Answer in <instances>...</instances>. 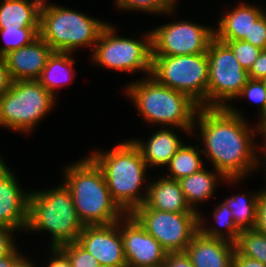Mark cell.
Segmentation results:
<instances>
[{"label": "cell", "instance_id": "cell-40", "mask_svg": "<svg viewBox=\"0 0 266 267\" xmlns=\"http://www.w3.org/2000/svg\"><path fill=\"white\" fill-rule=\"evenodd\" d=\"M12 84V79L7 69L6 62L3 57H0V96L3 95Z\"/></svg>", "mask_w": 266, "mask_h": 267}, {"label": "cell", "instance_id": "cell-28", "mask_svg": "<svg viewBox=\"0 0 266 267\" xmlns=\"http://www.w3.org/2000/svg\"><path fill=\"white\" fill-rule=\"evenodd\" d=\"M5 45L0 47V57L31 44L39 37V28L0 29Z\"/></svg>", "mask_w": 266, "mask_h": 267}, {"label": "cell", "instance_id": "cell-35", "mask_svg": "<svg viewBox=\"0 0 266 267\" xmlns=\"http://www.w3.org/2000/svg\"><path fill=\"white\" fill-rule=\"evenodd\" d=\"M265 189L261 190L258 197L257 221L254 228L258 232L264 235H266V190Z\"/></svg>", "mask_w": 266, "mask_h": 267}, {"label": "cell", "instance_id": "cell-22", "mask_svg": "<svg viewBox=\"0 0 266 267\" xmlns=\"http://www.w3.org/2000/svg\"><path fill=\"white\" fill-rule=\"evenodd\" d=\"M41 0H2L0 29L39 28Z\"/></svg>", "mask_w": 266, "mask_h": 267}, {"label": "cell", "instance_id": "cell-27", "mask_svg": "<svg viewBox=\"0 0 266 267\" xmlns=\"http://www.w3.org/2000/svg\"><path fill=\"white\" fill-rule=\"evenodd\" d=\"M235 249L243 256L256 259L266 265V235L256 229L241 230Z\"/></svg>", "mask_w": 266, "mask_h": 267}, {"label": "cell", "instance_id": "cell-18", "mask_svg": "<svg viewBox=\"0 0 266 267\" xmlns=\"http://www.w3.org/2000/svg\"><path fill=\"white\" fill-rule=\"evenodd\" d=\"M147 193L145 203L139 207H150L165 212L198 213L187 204L178 180L159 176L145 186Z\"/></svg>", "mask_w": 266, "mask_h": 267}, {"label": "cell", "instance_id": "cell-45", "mask_svg": "<svg viewBox=\"0 0 266 267\" xmlns=\"http://www.w3.org/2000/svg\"><path fill=\"white\" fill-rule=\"evenodd\" d=\"M100 267H127V266H112V265H104V266H100Z\"/></svg>", "mask_w": 266, "mask_h": 267}, {"label": "cell", "instance_id": "cell-32", "mask_svg": "<svg viewBox=\"0 0 266 267\" xmlns=\"http://www.w3.org/2000/svg\"><path fill=\"white\" fill-rule=\"evenodd\" d=\"M246 97V99L253 101L258 105L259 115L266 109V86L263 80L249 78L240 93L236 96Z\"/></svg>", "mask_w": 266, "mask_h": 267}, {"label": "cell", "instance_id": "cell-30", "mask_svg": "<svg viewBox=\"0 0 266 267\" xmlns=\"http://www.w3.org/2000/svg\"><path fill=\"white\" fill-rule=\"evenodd\" d=\"M69 259L72 267H100L96 258L77 241L58 247Z\"/></svg>", "mask_w": 266, "mask_h": 267}, {"label": "cell", "instance_id": "cell-14", "mask_svg": "<svg viewBox=\"0 0 266 267\" xmlns=\"http://www.w3.org/2000/svg\"><path fill=\"white\" fill-rule=\"evenodd\" d=\"M77 242L96 258L100 266H127L119 221L107 225H86Z\"/></svg>", "mask_w": 266, "mask_h": 267}, {"label": "cell", "instance_id": "cell-44", "mask_svg": "<svg viewBox=\"0 0 266 267\" xmlns=\"http://www.w3.org/2000/svg\"><path fill=\"white\" fill-rule=\"evenodd\" d=\"M263 81L265 82V86H266V79H264ZM259 117H260L259 123L257 124V126H259L263 121L266 120V109Z\"/></svg>", "mask_w": 266, "mask_h": 267}, {"label": "cell", "instance_id": "cell-7", "mask_svg": "<svg viewBox=\"0 0 266 267\" xmlns=\"http://www.w3.org/2000/svg\"><path fill=\"white\" fill-rule=\"evenodd\" d=\"M56 97L39 80L12 81L0 96V126L17 132H32L55 106Z\"/></svg>", "mask_w": 266, "mask_h": 267}, {"label": "cell", "instance_id": "cell-24", "mask_svg": "<svg viewBox=\"0 0 266 267\" xmlns=\"http://www.w3.org/2000/svg\"><path fill=\"white\" fill-rule=\"evenodd\" d=\"M213 217V220H215L218 226L206 227L203 223L206 219H204L199 212V232L210 238H221L235 243L241 230L235 224L232 212L225 201L217 205L213 211ZM222 227L225 228V230H222Z\"/></svg>", "mask_w": 266, "mask_h": 267}, {"label": "cell", "instance_id": "cell-12", "mask_svg": "<svg viewBox=\"0 0 266 267\" xmlns=\"http://www.w3.org/2000/svg\"><path fill=\"white\" fill-rule=\"evenodd\" d=\"M152 56H181L207 53L214 28L185 21L160 25L151 30Z\"/></svg>", "mask_w": 266, "mask_h": 267}, {"label": "cell", "instance_id": "cell-16", "mask_svg": "<svg viewBox=\"0 0 266 267\" xmlns=\"http://www.w3.org/2000/svg\"><path fill=\"white\" fill-rule=\"evenodd\" d=\"M52 52L40 36L31 44L9 52L3 58L12 81L38 80Z\"/></svg>", "mask_w": 266, "mask_h": 267}, {"label": "cell", "instance_id": "cell-9", "mask_svg": "<svg viewBox=\"0 0 266 267\" xmlns=\"http://www.w3.org/2000/svg\"><path fill=\"white\" fill-rule=\"evenodd\" d=\"M114 26L107 24L102 30L92 52V63L106 69L135 73L143 71L147 76L152 70L151 30L142 34L143 39L119 37Z\"/></svg>", "mask_w": 266, "mask_h": 267}, {"label": "cell", "instance_id": "cell-3", "mask_svg": "<svg viewBox=\"0 0 266 267\" xmlns=\"http://www.w3.org/2000/svg\"><path fill=\"white\" fill-rule=\"evenodd\" d=\"M89 156L101 168L112 199L125 214L145 203L147 193L139 192L145 184L148 166L131 140L106 152L93 151Z\"/></svg>", "mask_w": 266, "mask_h": 267}, {"label": "cell", "instance_id": "cell-43", "mask_svg": "<svg viewBox=\"0 0 266 267\" xmlns=\"http://www.w3.org/2000/svg\"><path fill=\"white\" fill-rule=\"evenodd\" d=\"M12 267H35V264L32 262V260L26 259L25 256H21Z\"/></svg>", "mask_w": 266, "mask_h": 267}, {"label": "cell", "instance_id": "cell-42", "mask_svg": "<svg viewBox=\"0 0 266 267\" xmlns=\"http://www.w3.org/2000/svg\"><path fill=\"white\" fill-rule=\"evenodd\" d=\"M258 133L259 134H261L262 135V137L264 138V143L262 142V146L264 147H262V146H260L261 148H262V150L265 152L264 153V161H266L265 159H266V120L265 121H263L260 125H259V131H258ZM264 164H266V162L265 163H263V165ZM266 165H264V167H265ZM266 168V167H265ZM264 171H266V169L264 170Z\"/></svg>", "mask_w": 266, "mask_h": 267}, {"label": "cell", "instance_id": "cell-25", "mask_svg": "<svg viewBox=\"0 0 266 267\" xmlns=\"http://www.w3.org/2000/svg\"><path fill=\"white\" fill-rule=\"evenodd\" d=\"M260 192L261 190L248 195L238 194L224 200L232 212L235 224L240 230L255 228Z\"/></svg>", "mask_w": 266, "mask_h": 267}, {"label": "cell", "instance_id": "cell-26", "mask_svg": "<svg viewBox=\"0 0 266 267\" xmlns=\"http://www.w3.org/2000/svg\"><path fill=\"white\" fill-rule=\"evenodd\" d=\"M200 149V150H197ZM202 151L198 145L194 147L183 144L168 164L169 175L166 178L179 180L204 168Z\"/></svg>", "mask_w": 266, "mask_h": 267}, {"label": "cell", "instance_id": "cell-20", "mask_svg": "<svg viewBox=\"0 0 266 267\" xmlns=\"http://www.w3.org/2000/svg\"><path fill=\"white\" fill-rule=\"evenodd\" d=\"M265 12L257 5L238 3L232 10L226 11L214 29L215 38L220 41H238L249 37L252 24Z\"/></svg>", "mask_w": 266, "mask_h": 267}, {"label": "cell", "instance_id": "cell-34", "mask_svg": "<svg viewBox=\"0 0 266 267\" xmlns=\"http://www.w3.org/2000/svg\"><path fill=\"white\" fill-rule=\"evenodd\" d=\"M13 229L0 225V258L10 254L15 248L16 243L13 240Z\"/></svg>", "mask_w": 266, "mask_h": 267}, {"label": "cell", "instance_id": "cell-39", "mask_svg": "<svg viewBox=\"0 0 266 267\" xmlns=\"http://www.w3.org/2000/svg\"><path fill=\"white\" fill-rule=\"evenodd\" d=\"M232 267H266V265L256 259L241 255L235 249L232 259Z\"/></svg>", "mask_w": 266, "mask_h": 267}, {"label": "cell", "instance_id": "cell-8", "mask_svg": "<svg viewBox=\"0 0 266 267\" xmlns=\"http://www.w3.org/2000/svg\"><path fill=\"white\" fill-rule=\"evenodd\" d=\"M208 72L207 53L152 56L150 76L161 85L185 93L200 107H207Z\"/></svg>", "mask_w": 266, "mask_h": 267}, {"label": "cell", "instance_id": "cell-6", "mask_svg": "<svg viewBox=\"0 0 266 267\" xmlns=\"http://www.w3.org/2000/svg\"><path fill=\"white\" fill-rule=\"evenodd\" d=\"M108 23L75 10L42 2L39 36L54 52H70L82 47L93 51L95 43Z\"/></svg>", "mask_w": 266, "mask_h": 267}, {"label": "cell", "instance_id": "cell-37", "mask_svg": "<svg viewBox=\"0 0 266 267\" xmlns=\"http://www.w3.org/2000/svg\"><path fill=\"white\" fill-rule=\"evenodd\" d=\"M251 79H266V49L262 50L248 72Z\"/></svg>", "mask_w": 266, "mask_h": 267}, {"label": "cell", "instance_id": "cell-10", "mask_svg": "<svg viewBox=\"0 0 266 267\" xmlns=\"http://www.w3.org/2000/svg\"><path fill=\"white\" fill-rule=\"evenodd\" d=\"M207 107H227V102L235 99L249 76L234 56L231 48L217 38L209 44Z\"/></svg>", "mask_w": 266, "mask_h": 267}, {"label": "cell", "instance_id": "cell-31", "mask_svg": "<svg viewBox=\"0 0 266 267\" xmlns=\"http://www.w3.org/2000/svg\"><path fill=\"white\" fill-rule=\"evenodd\" d=\"M222 42H225L231 48L240 66L247 72H249L253 63L262 52V49L243 40Z\"/></svg>", "mask_w": 266, "mask_h": 267}, {"label": "cell", "instance_id": "cell-5", "mask_svg": "<svg viewBox=\"0 0 266 267\" xmlns=\"http://www.w3.org/2000/svg\"><path fill=\"white\" fill-rule=\"evenodd\" d=\"M83 227L64 182L54 189L30 191L26 231H48L52 235L50 248L77 241Z\"/></svg>", "mask_w": 266, "mask_h": 267}, {"label": "cell", "instance_id": "cell-36", "mask_svg": "<svg viewBox=\"0 0 266 267\" xmlns=\"http://www.w3.org/2000/svg\"><path fill=\"white\" fill-rule=\"evenodd\" d=\"M162 267H194L186 252L167 253Z\"/></svg>", "mask_w": 266, "mask_h": 267}, {"label": "cell", "instance_id": "cell-23", "mask_svg": "<svg viewBox=\"0 0 266 267\" xmlns=\"http://www.w3.org/2000/svg\"><path fill=\"white\" fill-rule=\"evenodd\" d=\"M70 52H52L48 57L43 72L38 79L40 84L51 92L55 97L58 90L69 84L76 76L74 72V63ZM57 91V92H56Z\"/></svg>", "mask_w": 266, "mask_h": 267}, {"label": "cell", "instance_id": "cell-2", "mask_svg": "<svg viewBox=\"0 0 266 267\" xmlns=\"http://www.w3.org/2000/svg\"><path fill=\"white\" fill-rule=\"evenodd\" d=\"M64 172L63 182L84 226L114 224L123 218L125 213L112 199L101 168L90 156L69 164Z\"/></svg>", "mask_w": 266, "mask_h": 267}, {"label": "cell", "instance_id": "cell-11", "mask_svg": "<svg viewBox=\"0 0 266 267\" xmlns=\"http://www.w3.org/2000/svg\"><path fill=\"white\" fill-rule=\"evenodd\" d=\"M131 215L167 253L185 252L199 232V213H174L138 207Z\"/></svg>", "mask_w": 266, "mask_h": 267}, {"label": "cell", "instance_id": "cell-29", "mask_svg": "<svg viewBox=\"0 0 266 267\" xmlns=\"http://www.w3.org/2000/svg\"><path fill=\"white\" fill-rule=\"evenodd\" d=\"M116 7L122 10L142 11L147 13L170 14L175 11L176 0H114Z\"/></svg>", "mask_w": 266, "mask_h": 267}, {"label": "cell", "instance_id": "cell-19", "mask_svg": "<svg viewBox=\"0 0 266 267\" xmlns=\"http://www.w3.org/2000/svg\"><path fill=\"white\" fill-rule=\"evenodd\" d=\"M175 128L163 127L151 135L145 142L142 140H131L139 149L147 166L167 167L171 158L185 143L173 131Z\"/></svg>", "mask_w": 266, "mask_h": 267}, {"label": "cell", "instance_id": "cell-33", "mask_svg": "<svg viewBox=\"0 0 266 267\" xmlns=\"http://www.w3.org/2000/svg\"><path fill=\"white\" fill-rule=\"evenodd\" d=\"M243 41L262 50L266 49V11L252 24L249 37H245Z\"/></svg>", "mask_w": 266, "mask_h": 267}, {"label": "cell", "instance_id": "cell-21", "mask_svg": "<svg viewBox=\"0 0 266 267\" xmlns=\"http://www.w3.org/2000/svg\"><path fill=\"white\" fill-rule=\"evenodd\" d=\"M215 171V172H214ZM219 179H223L227 183L240 182L241 178H226L221 172L213 170L212 172L202 168L200 171L178 180L181 190L184 194L185 200L190 208L199 213L197 204L206 202L213 197L216 189V184Z\"/></svg>", "mask_w": 266, "mask_h": 267}, {"label": "cell", "instance_id": "cell-13", "mask_svg": "<svg viewBox=\"0 0 266 267\" xmlns=\"http://www.w3.org/2000/svg\"><path fill=\"white\" fill-rule=\"evenodd\" d=\"M127 267H162L167 252L131 215L119 220Z\"/></svg>", "mask_w": 266, "mask_h": 267}, {"label": "cell", "instance_id": "cell-41", "mask_svg": "<svg viewBox=\"0 0 266 267\" xmlns=\"http://www.w3.org/2000/svg\"><path fill=\"white\" fill-rule=\"evenodd\" d=\"M22 256L16 247L10 254L0 258V267H12L13 264Z\"/></svg>", "mask_w": 266, "mask_h": 267}, {"label": "cell", "instance_id": "cell-4", "mask_svg": "<svg viewBox=\"0 0 266 267\" xmlns=\"http://www.w3.org/2000/svg\"><path fill=\"white\" fill-rule=\"evenodd\" d=\"M146 77L133 81L124 89L142 118L149 124L180 128L188 136L193 134L194 120L200 106L185 93L159 84L152 76Z\"/></svg>", "mask_w": 266, "mask_h": 267}, {"label": "cell", "instance_id": "cell-17", "mask_svg": "<svg viewBox=\"0 0 266 267\" xmlns=\"http://www.w3.org/2000/svg\"><path fill=\"white\" fill-rule=\"evenodd\" d=\"M235 243L221 239L210 238L198 232L187 249L194 267H232Z\"/></svg>", "mask_w": 266, "mask_h": 267}, {"label": "cell", "instance_id": "cell-15", "mask_svg": "<svg viewBox=\"0 0 266 267\" xmlns=\"http://www.w3.org/2000/svg\"><path fill=\"white\" fill-rule=\"evenodd\" d=\"M13 173L0 156V225L26 231L30 192L22 190Z\"/></svg>", "mask_w": 266, "mask_h": 267}, {"label": "cell", "instance_id": "cell-38", "mask_svg": "<svg viewBox=\"0 0 266 267\" xmlns=\"http://www.w3.org/2000/svg\"><path fill=\"white\" fill-rule=\"evenodd\" d=\"M51 249L50 255L51 259L48 261L47 267H72L68 257L59 248H49Z\"/></svg>", "mask_w": 266, "mask_h": 267}, {"label": "cell", "instance_id": "cell-1", "mask_svg": "<svg viewBox=\"0 0 266 267\" xmlns=\"http://www.w3.org/2000/svg\"><path fill=\"white\" fill-rule=\"evenodd\" d=\"M246 121L229 103L227 107H199L196 113L194 127L199 128L205 145L202 155L226 178L245 179L261 165L254 142L259 126L252 129Z\"/></svg>", "mask_w": 266, "mask_h": 267}]
</instances>
